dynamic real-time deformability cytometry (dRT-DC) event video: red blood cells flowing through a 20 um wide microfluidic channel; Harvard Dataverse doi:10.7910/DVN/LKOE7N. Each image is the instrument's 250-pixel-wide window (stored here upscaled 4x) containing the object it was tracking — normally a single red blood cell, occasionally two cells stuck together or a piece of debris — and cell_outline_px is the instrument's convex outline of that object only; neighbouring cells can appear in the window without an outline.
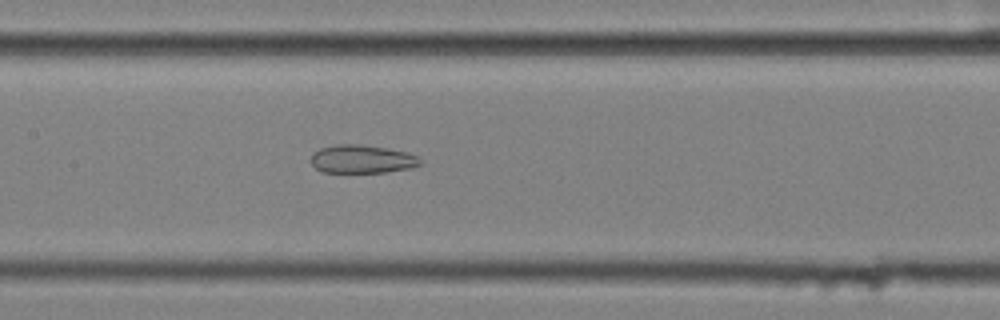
{"species": "common noctule bat (a hibernating species)", "species_latin": "Nyctalus noctula", "temperature_condition": "cold", "stored_images_in_passage": 56, "segment_of_instrument_passage": [2, 2], "camera_frame_rate_fps": 3000, "um_per_image_px": 0.085, "animal": {"sex": "female", "body_mass_g": 25.1}, "frame": {"image": 1, "passage_image": 27, "time_ms": 8.667, "image_size_px": [1000, 320], "cell_outline_px": [[420, 164], [408, 168], [384, 172], [324, 172], [316, 168], [308, 160], [312, 152], [320, 148], [336, 144], [360, 144], [388, 148], [408, 152], [416, 156], [420, 160]], "centroid_in_image_um": [30.7, 13.51], "position_along_channel_um": 176.7, "area_um2": 18.03}}
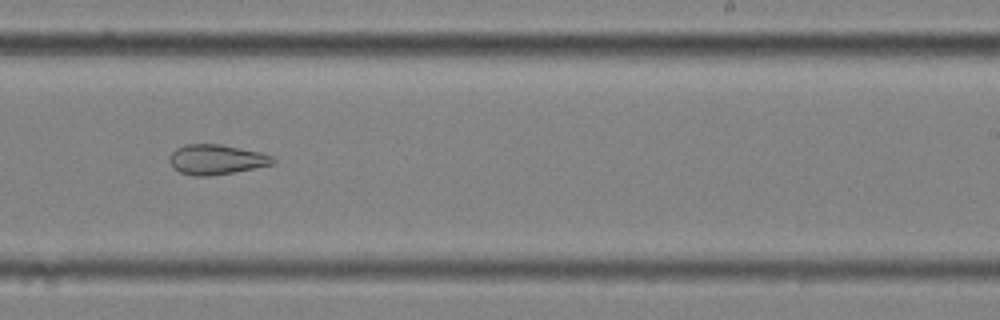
{"frame": {"image": 2, "passage_image": 35, "time_ms": 11.333, "image_size_px": [1000, 320], "cell_outline_px": [[276, 160], [272, 164], [232, 172], [208, 176], [192, 176], [180, 172], [168, 160], [168, 156], [176, 148], [184, 144], [220, 144], [260, 152], [272, 156]], "centroid_in_image_um": [18.35, 13.54], "position_along_channel_um": 270.6, "area_um2": 17.86}}
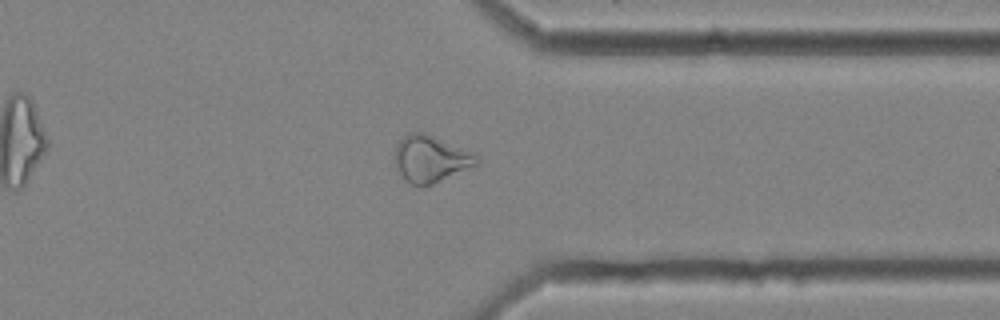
{"frame": {"image": 3, "passage_image": 44, "time_ms": 14.333, "image_size_px": [1000, 320], "cell_outline_px": [[480, 164], [432, 184], [412, 184], [404, 180], [396, 168], [392, 156], [396, 144], [408, 132], [424, 132], [476, 152], [480, 156]], "centroid_in_image_um": [36.63, 13.47], "position_along_channel_um": 374.8, "area_um2": 22.83}}